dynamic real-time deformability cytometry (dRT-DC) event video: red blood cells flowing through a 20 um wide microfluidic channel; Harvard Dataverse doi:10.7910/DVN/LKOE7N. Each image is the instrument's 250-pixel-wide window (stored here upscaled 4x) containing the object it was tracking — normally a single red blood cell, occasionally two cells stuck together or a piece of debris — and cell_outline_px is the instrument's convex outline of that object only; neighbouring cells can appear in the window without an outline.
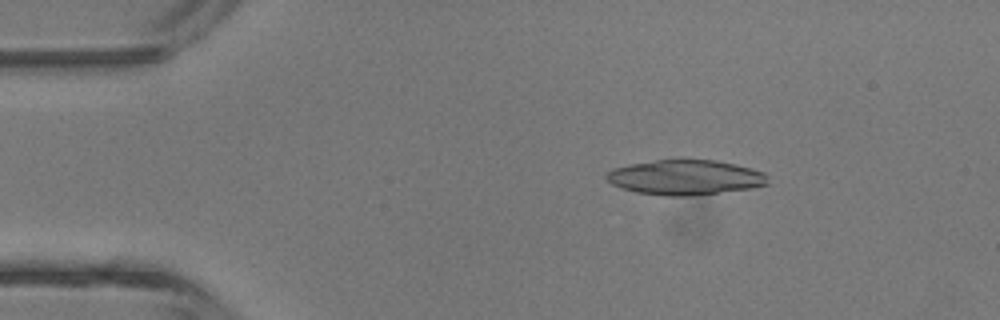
{"species": "common noctule bat (a hibernating species)", "species_latin": "Nyctalus noctula", "temperature_condition": "room temperature", "stored_images_in_passage": 3, "camera_frame_rate_fps": 3000, "um_per_image_px": 0.085, "animal": {"sex": "male", "body_mass_g": 13.3}, "frame": {"image": 1, "passage_image": 1, "time_ms": 0.0, "image_size_px": [1000, 320], "cell_outline_px": [[768, 184], [752, 188], [692, 196], [668, 196], [636, 192], [620, 188], [612, 184], [604, 176], [612, 168], [628, 164], [656, 160], [716, 160], [736, 164], [764, 172], [768, 176]], "centroid_in_image_um": [58.24, 15.08], "position_along_channel_um": 26.8, "area_um2": 33.0}}